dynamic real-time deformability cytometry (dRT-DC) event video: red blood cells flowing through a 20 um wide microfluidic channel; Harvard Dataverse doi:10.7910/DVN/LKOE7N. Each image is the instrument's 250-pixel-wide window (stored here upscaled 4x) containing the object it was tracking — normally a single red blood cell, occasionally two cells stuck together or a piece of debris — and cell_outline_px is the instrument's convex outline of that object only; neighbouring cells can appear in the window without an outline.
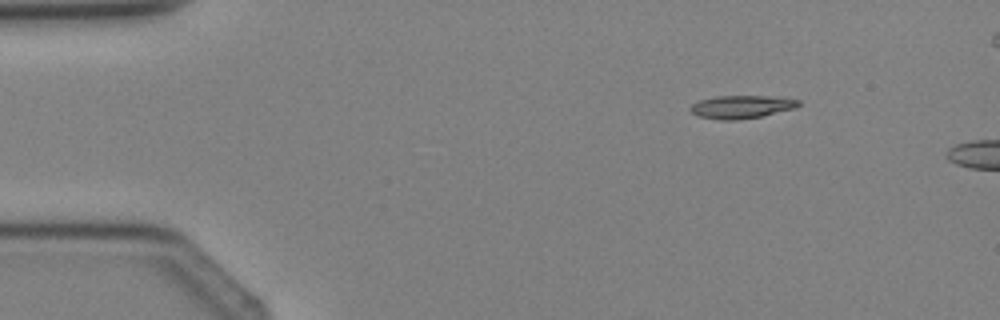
{"species": "Egyptian fruit bat (a non-hibernating species)", "species_latin": "Rousettus aegyptiacus", "temperature_condition": "cold", "stored_images_in_passage": 2, "camera_frame_rate_fps": 3000, "um_per_image_px": 0.085, "animal": {"sex": "female"}, "frame": {"image": 1, "passage_image": 1, "time_ms": 0.0, "image_size_px": [1000, 320], "cell_outline_px": [[800, 104], [796, 108], [764, 116], [732, 120], [720, 120], [700, 116], [692, 112], [688, 108], [692, 104], [700, 100], [716, 96], [768, 96], [800, 100]], "centroid_in_image_um": [63.04, 9.08], "position_along_channel_um": 22.0, "area_um2": 14.45}}